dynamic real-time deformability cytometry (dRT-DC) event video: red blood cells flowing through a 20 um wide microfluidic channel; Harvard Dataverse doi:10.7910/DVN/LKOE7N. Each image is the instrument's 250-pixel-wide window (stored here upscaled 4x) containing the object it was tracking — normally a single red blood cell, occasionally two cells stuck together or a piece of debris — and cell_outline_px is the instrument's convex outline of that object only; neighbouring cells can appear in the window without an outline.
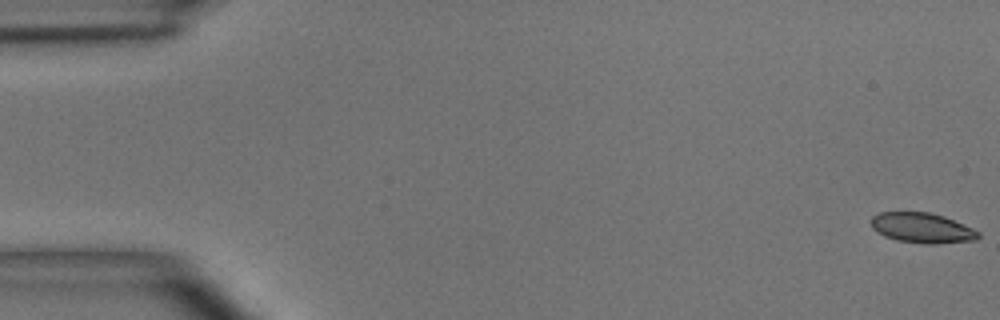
{"species": "common noctule bat (a hibernating species)", "species_latin": "Nyctalus noctula", "temperature_condition": "room temperature", "stored_images_in_passage": 5, "camera_frame_rate_fps": 3000, "um_per_image_px": 0.085, "animal": {"sex": "male", "body_mass_g": 15.6}, "frame": {"image": 1, "passage_image": 1, "time_ms": 0.0, "image_size_px": [1000, 320], "cell_outline_px": [[980, 236], [976, 240], [936, 244], [924, 244], [896, 240], [884, 236], [872, 228], [868, 220], [872, 216], [880, 212], [928, 212], [944, 216], [972, 228], [980, 232]], "centroid_in_image_um": [78.35, 19.37], "position_along_channel_um": 6.7, "area_um2": 19.02}}